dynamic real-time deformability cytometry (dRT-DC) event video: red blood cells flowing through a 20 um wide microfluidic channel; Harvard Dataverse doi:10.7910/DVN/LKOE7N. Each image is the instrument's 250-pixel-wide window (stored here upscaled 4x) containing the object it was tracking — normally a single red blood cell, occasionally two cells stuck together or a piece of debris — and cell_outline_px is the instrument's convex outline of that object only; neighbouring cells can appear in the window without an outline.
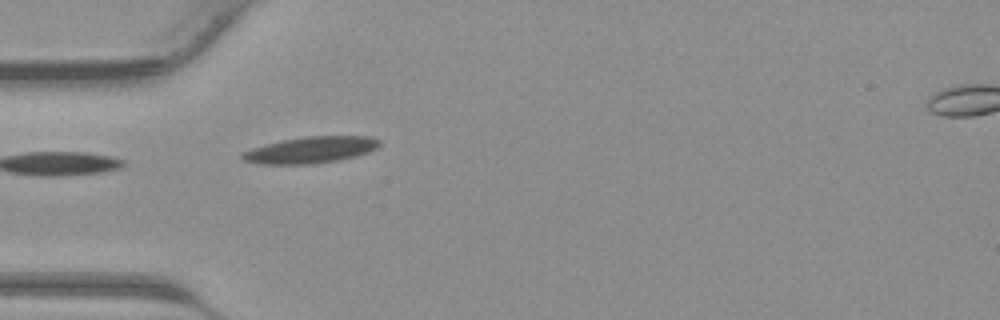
{"species": "common noctule bat (a hibernating species)", "species_latin": "Nyctalus noctula", "temperature_condition": "warm", "stored_images_in_passage": 13, "camera_frame_rate_fps": 3000, "um_per_image_px": 0.085, "animal": {"sex": "male", "body_mass_g": 23.1, "forearm_length_mm": 52.7}, "frame": {"image": 1, "passage_image": 1, "time_ms": 0.0, "image_size_px": [1000, 320], "cell_outline_px": [[380, 144], [376, 148], [368, 152], [356, 156], [336, 160], [312, 164], [260, 164], [240, 160], [240, 152], [252, 148], [284, 140], [304, 136], [372, 136], [380, 140]], "centroid_in_image_um": [26.38, 12.74], "position_along_channel_um": 58.6, "area_um2": 21.15}}
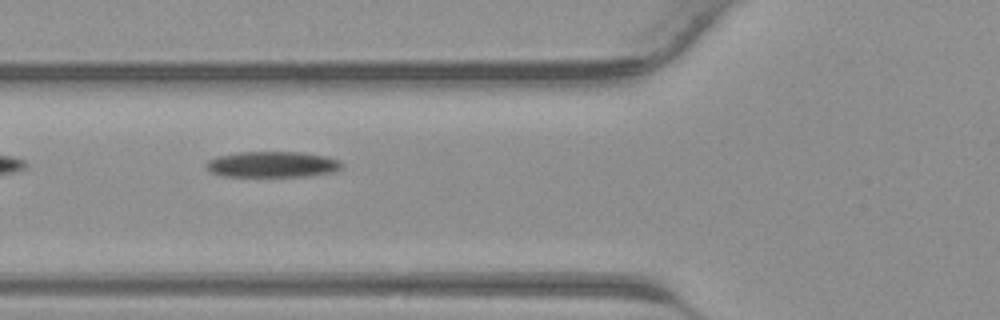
{"frame": {"image": 2, "passage_image": 4, "time_ms": 1.0, "image_size_px": [1000, 320], "cell_outline_px": [[344, 164], [340, 168], [332, 172], [304, 176], [220, 176], [212, 172], [208, 168], [208, 160], [216, 156], [240, 152], [300, 152], [324, 156], [340, 160]], "centroid_in_image_um": [23.16, 13.97], "position_along_channel_um": 102.6, "area_um2": 20.23}}